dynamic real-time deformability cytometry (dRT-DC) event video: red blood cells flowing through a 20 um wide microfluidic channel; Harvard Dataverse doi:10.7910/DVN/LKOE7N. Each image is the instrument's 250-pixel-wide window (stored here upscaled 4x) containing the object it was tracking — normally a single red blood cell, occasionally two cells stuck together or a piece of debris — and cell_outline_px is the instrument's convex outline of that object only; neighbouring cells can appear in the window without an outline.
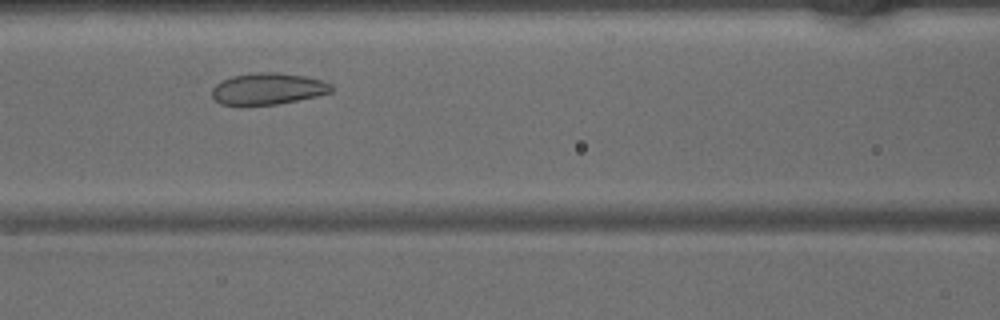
{"species": "common noctule bat (a hibernating species)", "species_latin": "Nyctalus noctula", "temperature_condition": "warm", "stored_images_in_passage": 36, "camera_frame_rate_fps": 3000, "um_per_image_px": 0.085, "animal": {"sex": "male", "body_mass_g": 15.6}, "frame": {"image": 1, "passage_image": 10, "time_ms": 3.0, "image_size_px": [1000, 320], "cell_outline_px": [[332, 92], [316, 96], [276, 104], [220, 104], [212, 96], [212, 88], [216, 84], [232, 76], [256, 72], [280, 72], [304, 76], [320, 80], [332, 84]], "centroid_in_image_um": [22.78, 7.53], "position_along_channel_um": 143.8, "area_um2": 21.62}}
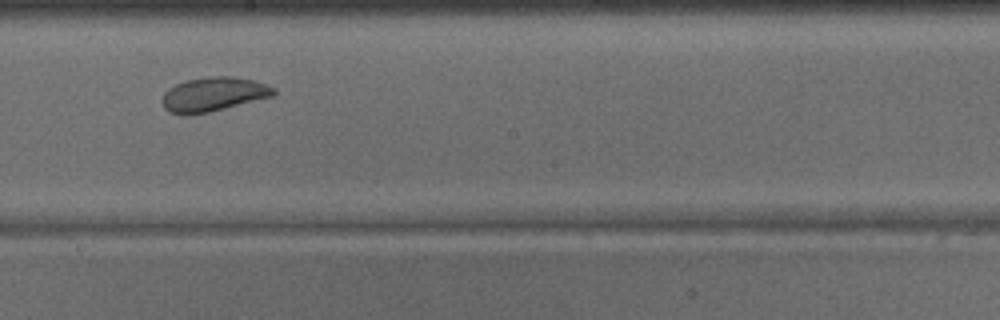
{"frame": {"image": 2, "passage_image": 16, "time_ms": 5.0, "image_size_px": [1000, 320], "cell_outline_px": [[276, 92], [272, 96], [208, 112], [184, 116], [168, 112], [164, 108], [160, 100], [164, 92], [168, 88], [176, 84], [188, 80], [204, 76], [228, 76], [252, 80], [268, 84], [276, 88]], "centroid_in_image_um": [18.08, 8.02], "position_along_channel_um": 230.1, "area_um2": 22.31}}
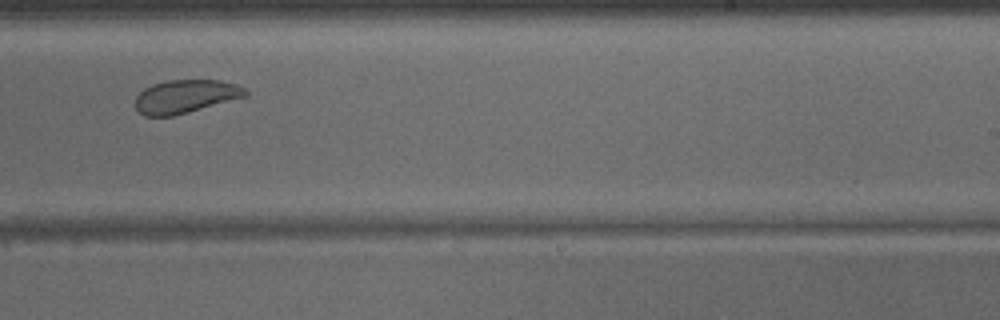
{"frame": {"image": 3, "passage_image": 19, "time_ms": 6.0, "image_size_px": [1000, 320], "cell_outline_px": [[248, 96], [188, 112], [172, 116], [144, 116], [136, 108], [136, 96], [144, 88], [152, 84], [168, 80], [220, 80], [236, 84], [244, 88], [248, 92]], "centroid_in_image_um": [15.77, 8.19], "position_along_channel_um": 273.2, "area_um2": 21.33}}